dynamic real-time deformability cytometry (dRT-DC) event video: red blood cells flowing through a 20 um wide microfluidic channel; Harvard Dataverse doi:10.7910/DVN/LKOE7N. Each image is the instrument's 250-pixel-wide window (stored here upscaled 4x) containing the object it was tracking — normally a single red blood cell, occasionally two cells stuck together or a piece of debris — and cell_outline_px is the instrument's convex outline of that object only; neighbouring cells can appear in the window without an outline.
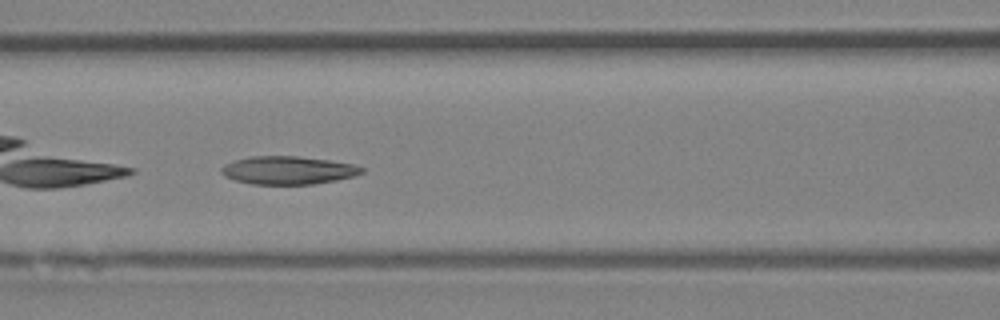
{"species": "Egyptian fruit bat (a non-hibernating species)", "species_latin": "Rousettus aegyptiacus", "temperature_condition": "room temperature", "stored_images_in_passage": 34, "camera_frame_rate_fps": 3000, "um_per_image_px": 0.085, "animal": {"sex": "female"}, "frame": {"image": 1, "passage_image": 6, "time_ms": 1.667, "image_size_px": [1000, 320], "cell_outline_px": [[364, 172], [352, 176], [336, 180], [312, 184], [252, 184], [236, 180], [224, 176], [220, 168], [224, 164], [236, 160], [252, 156], [296, 156], [328, 160], [356, 164], [364, 168]], "centroid_in_image_um": [24.5, 14.47], "position_along_channel_um": 142.1, "area_um2": 22.83}}
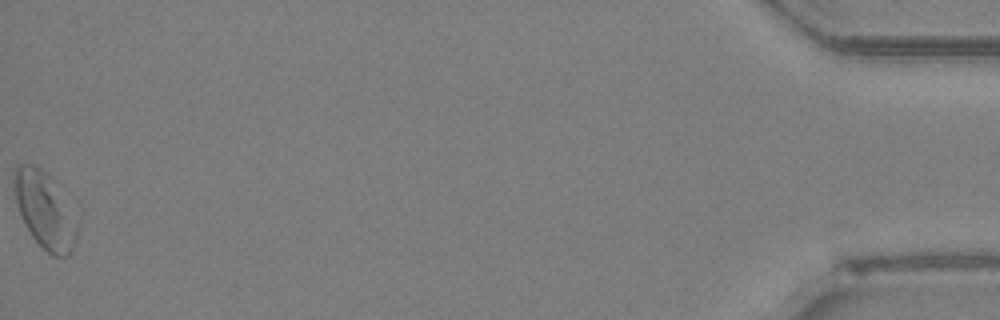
{"frame": {"image": 2, "passage_image": 34, "time_ms": 11.0, "image_size_px": [1000, 320], "cell_outline_px": [[76, 236], [72, 248], [68, 256], [52, 256], [32, 236], [24, 224], [16, 200], [12, 180], [16, 168], [20, 164], [32, 164], [44, 172], [48, 176], [76, 224]], "centroid_in_image_um": [3.72, 17.9], "position_along_channel_um": 431.5, "area_um2": 26.36}}